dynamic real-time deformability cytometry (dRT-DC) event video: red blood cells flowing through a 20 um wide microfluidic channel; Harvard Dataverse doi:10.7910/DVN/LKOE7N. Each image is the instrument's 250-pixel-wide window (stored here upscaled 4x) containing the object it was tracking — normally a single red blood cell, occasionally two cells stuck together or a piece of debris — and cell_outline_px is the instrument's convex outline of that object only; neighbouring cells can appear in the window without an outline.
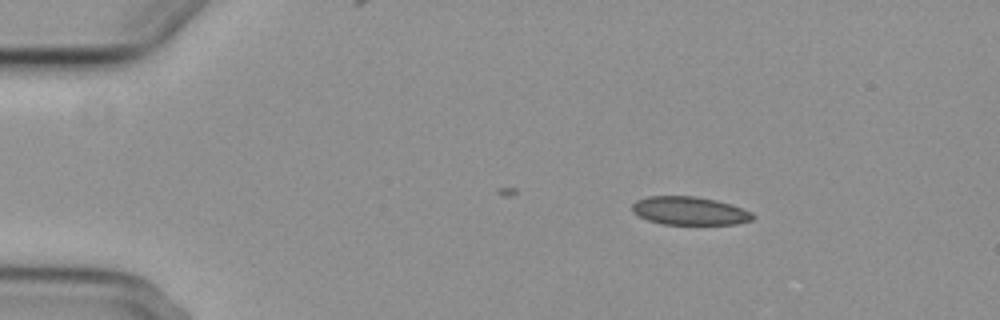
{"species": "common noctule bat (a hibernating species)", "species_latin": "Nyctalus noctula", "temperature_condition": "cold", "stored_images_in_passage": 6, "segment_of_instrument_passage": [1, 2], "camera_frame_rate_fps": 3000, "um_per_image_px": 0.085, "animal": {"sex": "female", "body_mass_g": 29.2, "forearm_length_mm": 56.3}, "frame": {"image": 1, "passage_image": 3, "time_ms": 3.0, "image_size_px": [1000, 320], "cell_outline_px": [[756, 216], [752, 220], [736, 224], [660, 224], [648, 220], [632, 212], [632, 204], [636, 200], [648, 196], [696, 196], [716, 200], [752, 212]], "centroid_in_image_um": [58.59, 17.92], "position_along_channel_um": 26.4, "area_um2": 19.83}}